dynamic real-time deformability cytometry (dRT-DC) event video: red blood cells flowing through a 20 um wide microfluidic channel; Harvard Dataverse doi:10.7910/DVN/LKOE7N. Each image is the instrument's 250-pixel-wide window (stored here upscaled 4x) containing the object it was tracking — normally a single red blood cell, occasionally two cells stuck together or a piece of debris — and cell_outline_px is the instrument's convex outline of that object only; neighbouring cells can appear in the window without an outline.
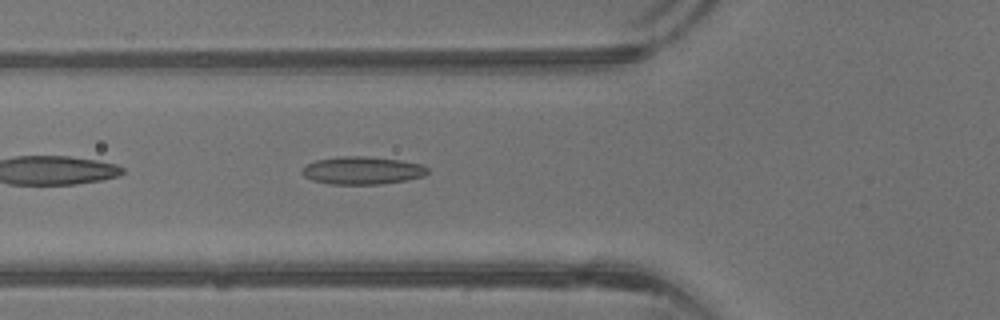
{"species": "common noctule bat (a hibernating species)", "species_latin": "Nyctalus noctula", "temperature_condition": "warm", "stored_images_in_passage": 41, "camera_frame_rate_fps": 3000, "um_per_image_px": 0.085, "animal": {"sex": "male", "body_mass_g": 13.3}, "frame": {"image": 1, "passage_image": 15, "time_ms": 4.667, "image_size_px": [1000, 320], "cell_outline_px": [[428, 172], [424, 176], [408, 180], [380, 184], [328, 184], [312, 180], [304, 176], [300, 172], [308, 164], [316, 160], [340, 156], [368, 156], [400, 160], [424, 164], [428, 168]], "centroid_in_image_um": [30.83, 14.49], "position_along_channel_um": 95.0, "area_um2": 20.46}}
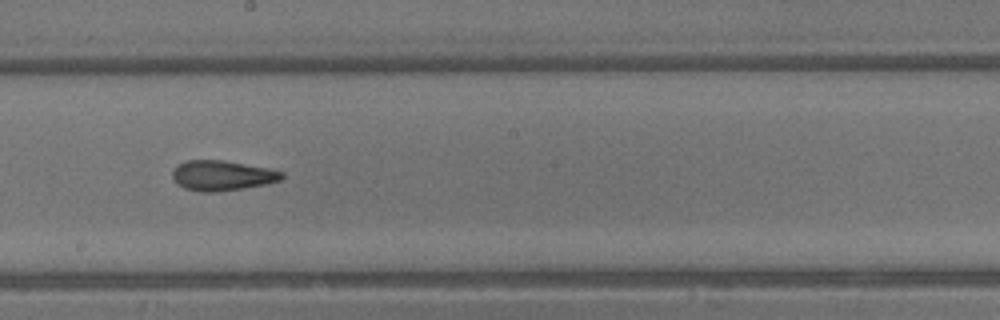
{"frame": {"image": 2, "passage_image": 23, "time_ms": 7.333, "image_size_px": [1000, 320], "cell_outline_px": [[284, 176], [280, 180], [264, 184], [244, 188], [212, 192], [200, 192], [184, 188], [176, 184], [172, 176], [172, 172], [184, 160], [224, 160], [268, 168], [284, 172]], "centroid_in_image_um": [18.86, 14.92], "position_along_channel_um": 229.3, "area_um2": 19.13}}
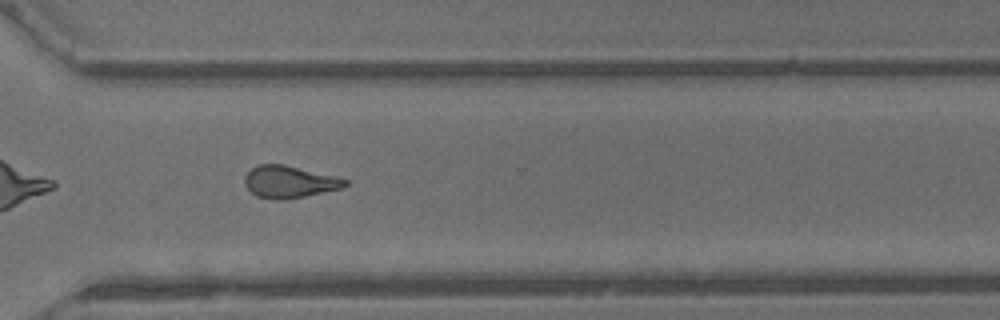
{"frame": {"image": 3, "passage_image": 30, "time_ms": 9.667, "image_size_px": [1000, 320], "cell_outline_px": [[348, 184], [344, 188], [284, 200], [276, 200], [256, 196], [244, 184], [244, 176], [252, 168], [260, 164], [284, 164], [340, 176], [348, 180]], "centroid_in_image_um": [24.64, 15.45], "position_along_channel_um": 346.0, "area_um2": 19.07}}